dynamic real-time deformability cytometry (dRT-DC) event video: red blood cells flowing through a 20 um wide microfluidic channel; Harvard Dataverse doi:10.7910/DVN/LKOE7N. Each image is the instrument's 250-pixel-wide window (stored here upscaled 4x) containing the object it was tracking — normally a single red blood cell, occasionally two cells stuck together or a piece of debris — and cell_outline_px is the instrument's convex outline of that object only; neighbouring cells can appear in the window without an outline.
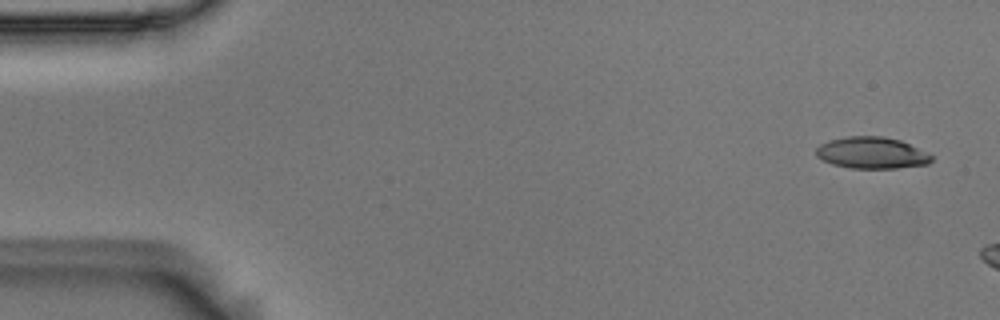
{"species": "Egyptian fruit bat (a non-hibernating species)", "species_latin": "Rousettus aegyptiacus", "temperature_condition": "room temperature", "stored_images_in_passage": 3, "camera_frame_rate_fps": 3000, "um_per_image_px": 0.085, "animal": {"sex": "male"}, "frame": {"image": 1, "passage_image": 1, "time_ms": 0.0, "image_size_px": [1000, 320], "cell_outline_px": [[932, 160], [928, 164], [896, 168], [852, 168], [832, 164], [816, 156], [816, 148], [820, 144], [828, 140], [848, 136], [884, 136], [900, 140], [928, 152], [932, 156]], "centroid_in_image_um": [74.1, 12.98], "position_along_channel_um": 10.9, "area_um2": 21.27}}